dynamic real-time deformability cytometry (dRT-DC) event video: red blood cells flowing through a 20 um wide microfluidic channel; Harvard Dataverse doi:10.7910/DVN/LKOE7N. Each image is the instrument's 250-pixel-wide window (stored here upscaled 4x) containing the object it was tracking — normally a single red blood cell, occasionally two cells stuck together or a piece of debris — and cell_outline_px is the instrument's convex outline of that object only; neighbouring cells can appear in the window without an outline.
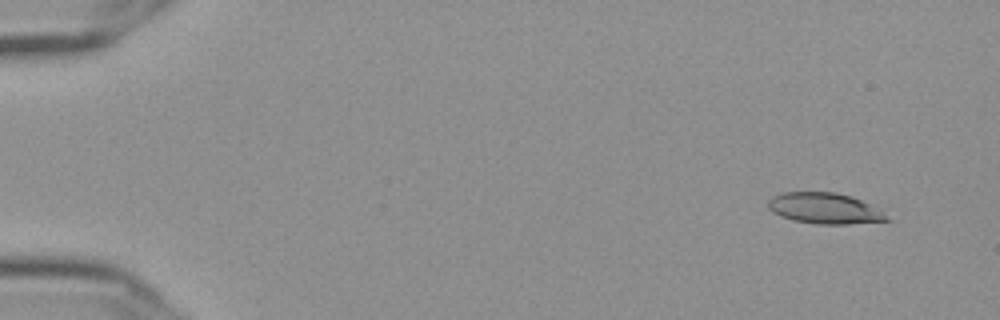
{"species": "Egyptian fruit bat (a non-hibernating species)", "species_latin": "Rousettus aegyptiacus", "temperature_condition": "cold", "stored_images_in_passage": 57, "camera_frame_rate_fps": 3000, "um_per_image_px": 0.085, "frame": {"image": 1, "passage_image": 5, "time_ms": 1.333, "image_size_px": [1000, 320], "cell_outline_px": [[892, 220], [848, 224], [816, 224], [792, 220], [780, 216], [772, 212], [768, 208], [768, 200], [772, 196], [784, 192], [836, 192], [860, 200], [868, 204], [888, 216]], "centroid_in_image_um": [70.03, 17.72], "position_along_channel_um": 15.0, "area_um2": 21.21}}
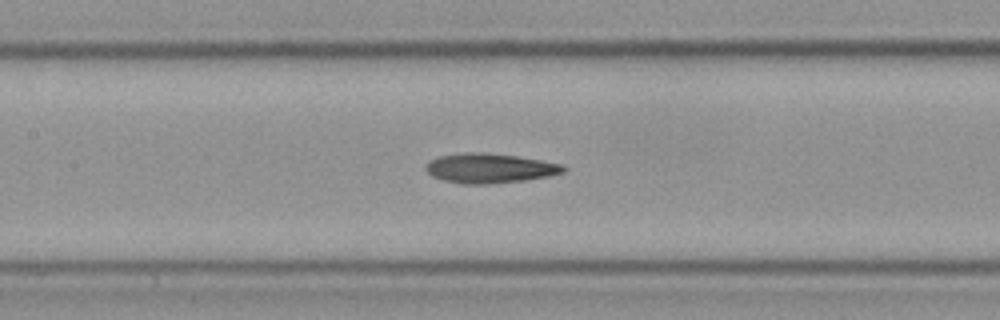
{"frame": {"image": 2, "passage_image": 28, "time_ms": 9.0, "image_size_px": [1000, 320], "cell_outline_px": [[568, 168], [564, 172], [548, 176], [524, 180], [484, 184], [464, 184], [444, 180], [432, 176], [424, 168], [428, 160], [440, 156], [464, 152], [484, 152], [516, 156], [564, 164]], "centroid_in_image_um": [41.62, 14.29], "position_along_channel_um": 165.8, "area_um2": 23.76}}
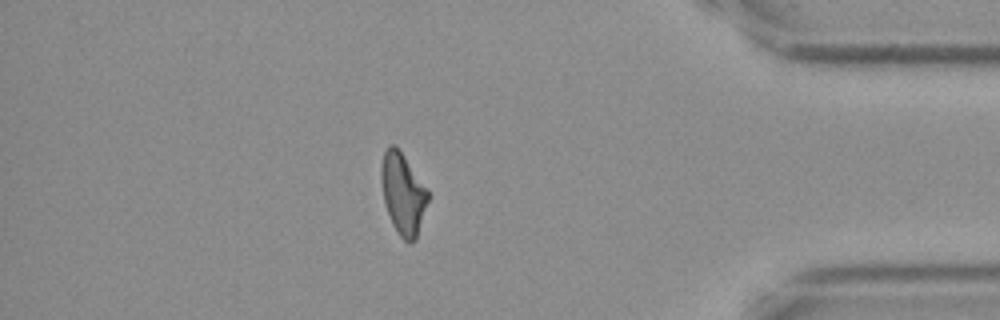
{"frame": {"image": 3, "passage_image": 50, "time_ms": 16.333, "image_size_px": [1000, 320], "cell_outline_px": [[428, 200], [416, 240], [404, 240], [400, 236], [392, 224], [384, 200], [380, 180], [380, 168], [384, 152], [388, 144], [396, 144], [428, 192]], "centroid_in_image_um": [34.21, 16.43], "position_along_channel_um": 401.0, "area_um2": 21.73}, "authors_computed_cell_mechanics": {"area_um2": 22.542, "velocity_mm_per_s": 3.6506, "shape_relaxation_time_tau1_ms": null, "shape_relaxation_time_tau2_ms": 4.4601, "deformation_change_tau1": null, "deformation_change_tau2": 0.1369}}